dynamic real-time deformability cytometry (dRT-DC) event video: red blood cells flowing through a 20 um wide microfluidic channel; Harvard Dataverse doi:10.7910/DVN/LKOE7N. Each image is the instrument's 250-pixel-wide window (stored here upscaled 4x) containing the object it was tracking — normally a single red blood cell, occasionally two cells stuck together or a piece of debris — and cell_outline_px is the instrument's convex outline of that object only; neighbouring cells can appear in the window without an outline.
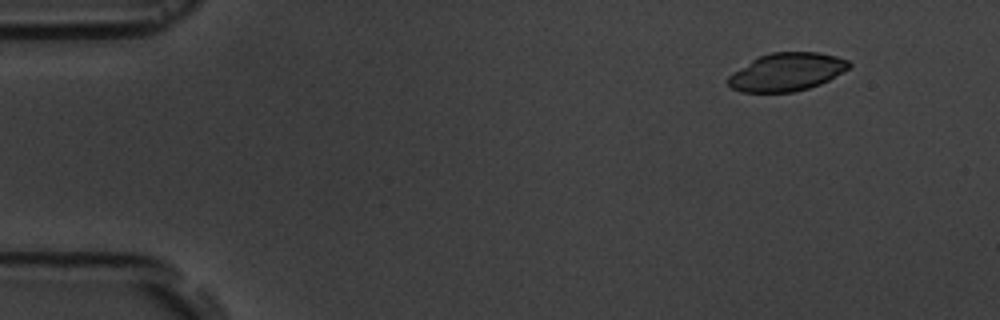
{"species": "common noctule bat (a hibernating species)", "species_latin": "Nyctalus noctula", "temperature_condition": "room temperature", "stored_images_in_passage": 3, "camera_frame_rate_fps": 3000, "um_per_image_px": 0.085, "animal": {"sex": "male", "body_mass_g": 19.5, "forearm_length_mm": 54.6}, "frame": {"image": 1, "passage_image": 1, "time_ms": 0.0, "image_size_px": [1000, 320], "cell_outline_px": [[852, 64], [848, 68], [828, 80], [820, 84], [808, 88], [792, 92], [740, 92], [732, 88], [728, 84], [728, 76], [732, 72], [752, 60], [760, 56], [772, 52], [820, 52], [836, 56], [848, 60]], "centroid_in_image_um": [66.86, 6.11], "position_along_channel_um": 18.1, "area_um2": 26.65}}